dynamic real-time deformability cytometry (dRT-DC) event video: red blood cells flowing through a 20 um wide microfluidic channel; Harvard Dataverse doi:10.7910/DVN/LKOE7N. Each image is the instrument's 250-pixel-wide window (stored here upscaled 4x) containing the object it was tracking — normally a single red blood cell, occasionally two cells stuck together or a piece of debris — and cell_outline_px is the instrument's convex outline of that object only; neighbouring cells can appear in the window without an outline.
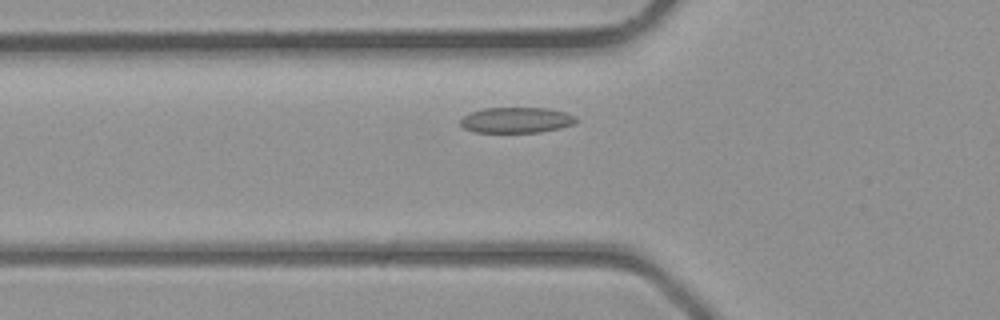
{"species": "common noctule bat (a hibernating species)", "species_latin": "Nyctalus noctula", "temperature_condition": "room temperature", "stored_images_in_passage": 30, "camera_frame_rate_fps": 3000, "um_per_image_px": 0.085, "animal": {"sex": "male", "body_mass_g": 23.1, "forearm_length_mm": 52.7}, "frame": {"image": 1, "passage_image": 4, "time_ms": 1.0, "image_size_px": [1000, 320], "cell_outline_px": [[576, 120], [572, 124], [560, 128], [540, 132], [472, 132], [464, 128], [460, 124], [460, 120], [468, 112], [484, 108], [548, 108], [568, 112], [576, 116]], "centroid_in_image_um": [43.87, 10.2], "position_along_channel_um": 81.9, "area_um2": 17.4}}
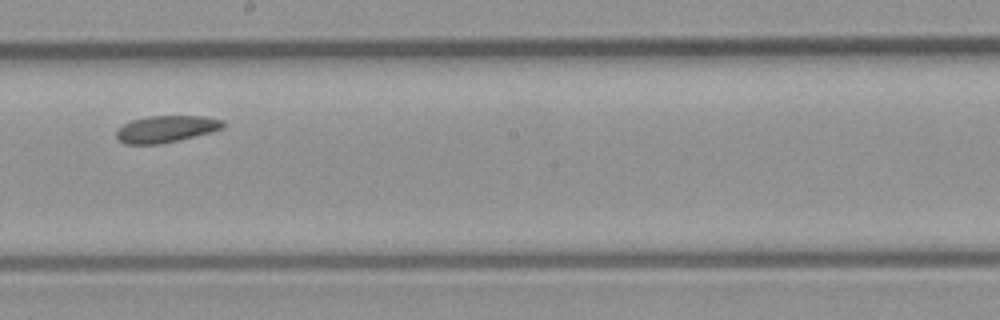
{"frame": {"image": 2, "passage_image": 13, "time_ms": 4.0, "image_size_px": [1000, 320], "cell_outline_px": [[224, 128], [160, 144], [124, 144], [116, 136], [116, 132], [124, 124], [132, 120], [148, 116], [204, 116], [224, 120]], "centroid_in_image_um": [14.11, 10.95], "position_along_channel_um": 234.1, "area_um2": 16.36}}
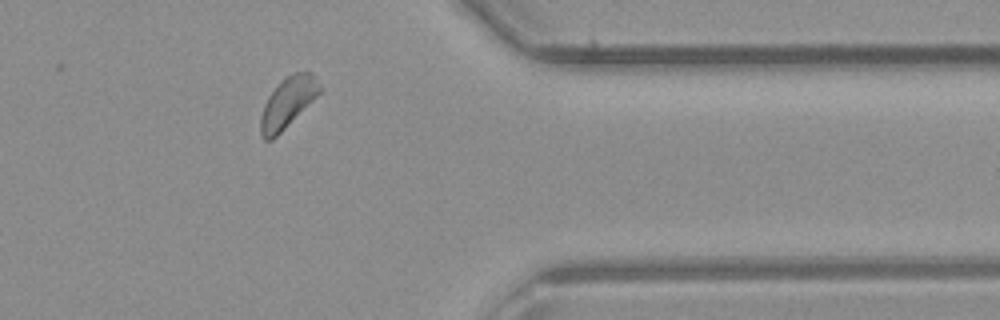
{"frame": {"image": 3, "passage_image": 23, "time_ms": 7.333, "image_size_px": [1000, 320], "cell_outline_px": [[324, 88], [272, 140], [264, 140], [260, 136], [260, 116], [264, 104], [268, 96], [276, 84], [292, 72], [312, 72]], "centroid_in_image_um": [24.44, 8.69], "position_along_channel_um": 387.0, "area_um2": 17.28}}